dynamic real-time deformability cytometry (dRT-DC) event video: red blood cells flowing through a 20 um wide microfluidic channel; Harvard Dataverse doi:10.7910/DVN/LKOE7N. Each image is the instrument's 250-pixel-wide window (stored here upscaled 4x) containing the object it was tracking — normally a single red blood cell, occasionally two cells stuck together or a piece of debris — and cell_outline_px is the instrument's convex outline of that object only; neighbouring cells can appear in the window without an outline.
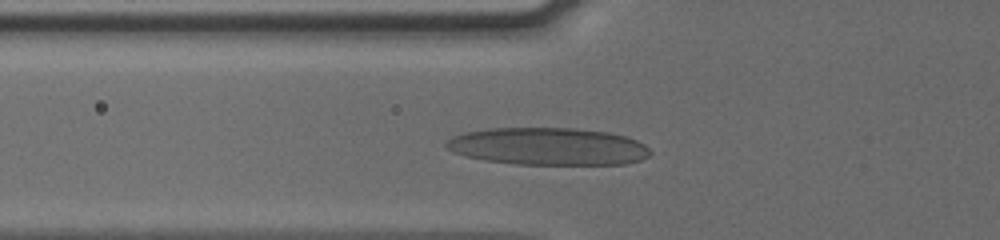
{"species": "human", "species_latin": "Homo sapiens", "temperature_condition": "cold", "stored_images_in_passage": 33, "camera_frame_rate_fps": 3000, "um_per_image_px": 0.085, "donor": {"sex": "male"}, "frame": {"image": 1, "passage_image": 7, "time_ms": 2.0, "image_size_px": [1000, 240], "cell_outline_px": [[652, 152], [648, 156], [640, 160], [628, 164], [516, 164], [484, 160], [464, 156], [452, 152], [444, 148], [444, 144], [452, 136], [464, 132], [492, 128], [572, 128], [608, 132], [624, 136], [636, 140], [644, 144]], "centroid_in_image_um": [46.55, 12.44], "position_along_channel_um": 79.3, "area_um2": 44.62}}
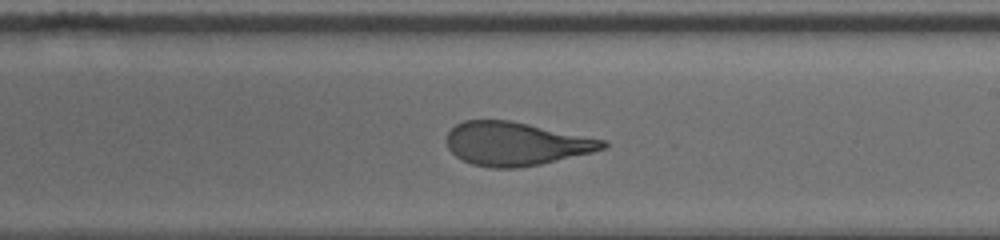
{"frame": {"image": 2, "passage_image": 20, "time_ms": 6.333, "image_size_px": [1000, 240], "cell_outline_px": [[608, 148], [592, 152], [540, 164], [516, 168], [492, 168], [472, 164], [456, 156], [448, 148], [444, 140], [448, 132], [456, 124], [464, 120], [508, 120], [528, 124], [604, 140], [608, 144]], "centroid_in_image_um": [43.8, 12.22], "position_along_channel_um": 245.2, "area_um2": 39.3}}
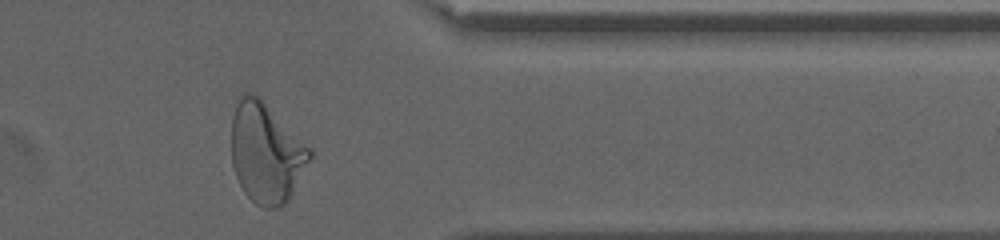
{"frame": {"image": 3, "passage_image": 32, "time_ms": 10.333, "image_size_px": [1000, 240], "cell_outline_px": [[312, 156], [288, 200], [280, 208], [264, 208], [256, 204], [244, 192], [236, 176], [232, 164], [232, 116], [236, 104], [240, 96], [244, 92], [256, 92], [312, 148]], "centroid_in_image_um": [22.63, 12.95], "position_along_channel_um": 388.8, "area_um2": 46.01}, "authors_computed_cell_mechanics": {"area_um2": 40.2866, "velocity_mm_per_s": 3.8079, "shape_relaxation_time_tau1_ms": 5.5514, "shape_relaxation_time_tau2_ms": 1.2744, "deformation_change_tau1": 0.2254, "deformation_change_tau2": 0.0995}}